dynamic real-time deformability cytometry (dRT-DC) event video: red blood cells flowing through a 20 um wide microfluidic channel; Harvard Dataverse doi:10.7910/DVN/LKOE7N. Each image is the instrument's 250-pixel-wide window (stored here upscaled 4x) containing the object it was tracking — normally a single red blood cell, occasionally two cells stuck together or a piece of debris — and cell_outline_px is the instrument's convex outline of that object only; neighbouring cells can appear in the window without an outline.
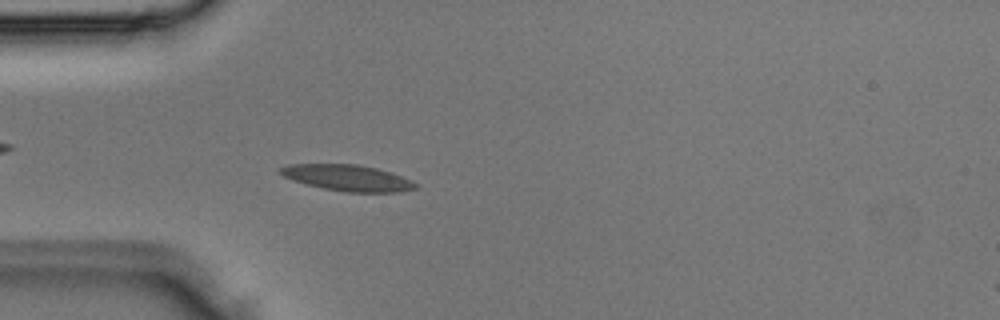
{"species": "Egyptian fruit bat (a non-hibernating species)", "species_latin": "Rousettus aegyptiacus", "temperature_condition": "room temperature", "stored_images_in_passage": 4, "camera_frame_rate_fps": 3000, "um_per_image_px": 0.085, "animal": {"sex": "male"}, "frame": {"image": 1, "passage_image": 4, "time_ms": 1.0, "image_size_px": [1000, 320], "cell_outline_px": [[416, 188], [400, 192], [348, 192], [324, 188], [292, 180], [284, 176], [280, 172], [280, 168], [288, 164], [356, 164], [376, 168], [392, 172], [412, 180], [416, 184]], "centroid_in_image_um": [29.58, 15.11], "position_along_channel_um": 55.4, "area_um2": 20.4}}